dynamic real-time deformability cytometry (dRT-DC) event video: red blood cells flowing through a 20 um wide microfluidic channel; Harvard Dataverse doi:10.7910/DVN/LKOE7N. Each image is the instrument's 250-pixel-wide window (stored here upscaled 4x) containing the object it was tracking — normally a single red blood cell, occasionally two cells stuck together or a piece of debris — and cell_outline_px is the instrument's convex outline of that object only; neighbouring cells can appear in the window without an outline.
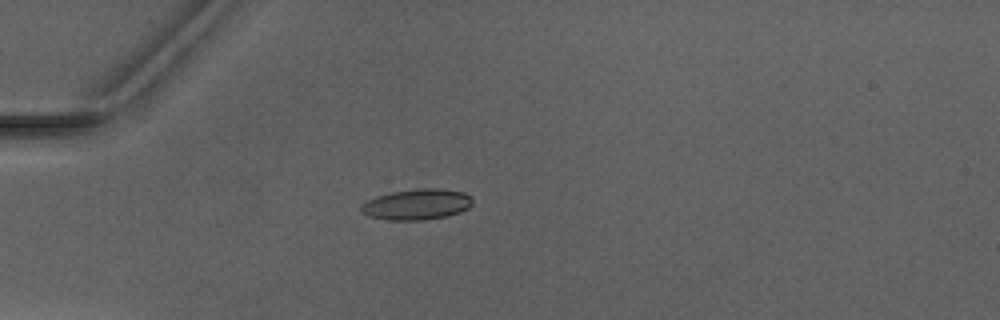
{"species": "Egyptian fruit bat (a non-hibernating species)", "species_latin": "Rousettus aegyptiacus", "temperature_condition": "warm", "stored_images_in_passage": 4, "camera_frame_rate_fps": 3000, "um_per_image_px": 0.085, "animal": {"sex": "male"}, "frame": {"image": 1, "passage_image": 4, "time_ms": 3.667, "image_size_px": [1000, 320], "cell_outline_px": [[472, 204], [468, 208], [460, 212], [444, 216], [424, 220], [388, 220], [368, 216], [360, 208], [360, 204], [376, 196], [392, 192], [420, 188], [440, 188], [464, 192], [472, 196]], "centroid_in_image_um": [35.44, 17.36], "position_along_channel_um": 49.6, "area_um2": 20.0}}